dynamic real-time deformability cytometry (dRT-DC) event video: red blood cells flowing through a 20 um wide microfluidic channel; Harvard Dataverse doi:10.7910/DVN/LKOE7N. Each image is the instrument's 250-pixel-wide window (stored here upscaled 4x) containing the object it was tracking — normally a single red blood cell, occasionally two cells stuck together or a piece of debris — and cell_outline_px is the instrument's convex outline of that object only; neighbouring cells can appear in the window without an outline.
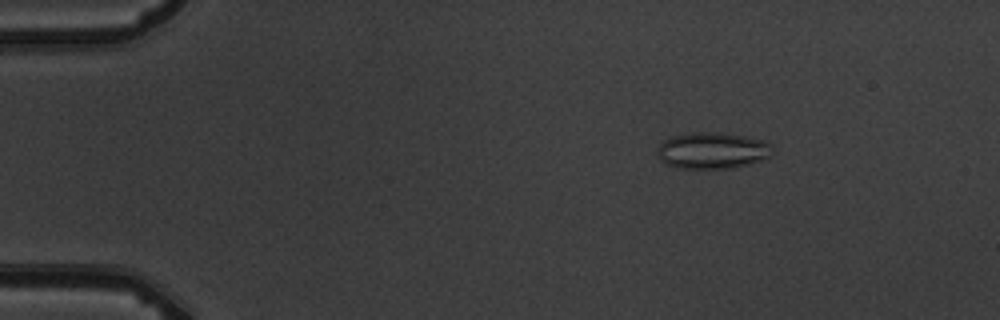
{"species": "common noctule bat (a hibernating species)", "species_latin": "Nyctalus noctula", "temperature_condition": "warm", "stored_images_in_passage": 4, "camera_frame_rate_fps": 3000, "um_per_image_px": 0.085, "animal": {"sex": "male", "body_mass_g": 19.5, "forearm_length_mm": 54.6}, "frame": {"image": 1, "passage_image": 2, "time_ms": 1.333, "image_size_px": [1000, 320], "cell_outline_px": [[772, 148], [768, 156], [760, 160], [736, 168], [680, 168], [664, 164], [660, 160], [656, 152], [660, 144], [664, 140], [672, 136], [692, 132], [720, 132], [764, 140], [772, 144]], "centroid_in_image_um": [60.51, 12.79], "position_along_channel_um": 24.5, "area_um2": 24.45}}
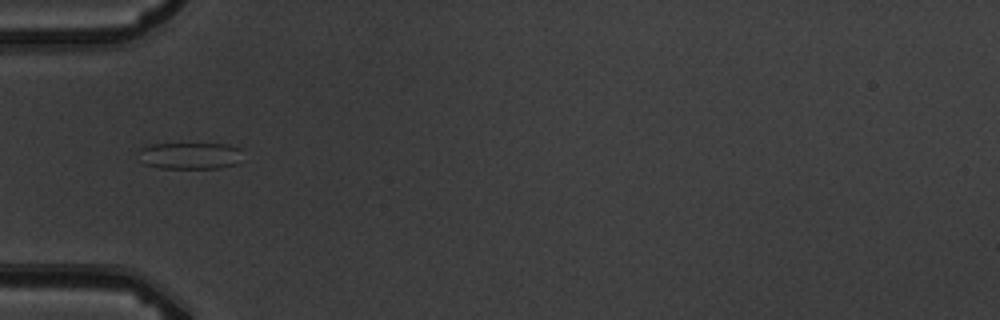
{"frame": {"image": 2, "passage_image": 4, "time_ms": 4.667, "image_size_px": [1000, 320], "cell_outline_px": [[240, 148], [236, 164], [220, 168], [160, 168], [144, 164], [140, 160], [140, 148], [152, 144], [228, 144]], "centroid_in_image_um": [16.11, 13.24], "position_along_channel_um": 68.9, "area_um2": 16.01}}